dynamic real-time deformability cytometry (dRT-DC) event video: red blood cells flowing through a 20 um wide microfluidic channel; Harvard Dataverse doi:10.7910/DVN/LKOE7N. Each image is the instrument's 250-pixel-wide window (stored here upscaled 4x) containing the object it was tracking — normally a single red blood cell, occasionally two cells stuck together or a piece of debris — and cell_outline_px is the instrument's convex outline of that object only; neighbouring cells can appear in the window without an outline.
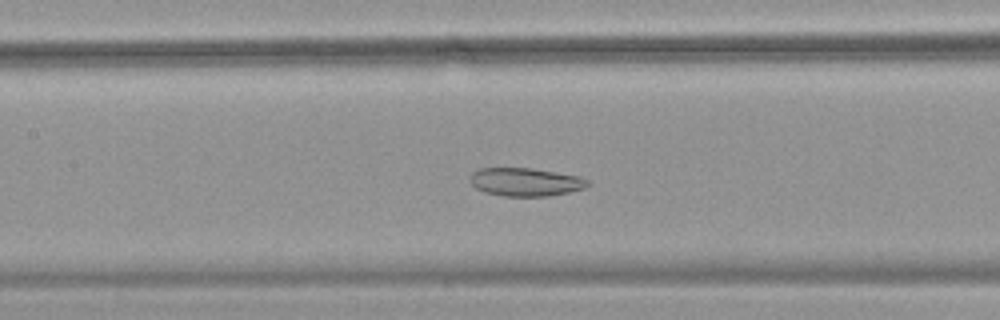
{"species": "common noctule bat (a hibernating species)", "species_latin": "Nyctalus noctula", "temperature_condition": "warm", "stored_images_in_passage": 39, "camera_frame_rate_fps": 3000, "um_per_image_px": 0.085, "animal": {"sex": "female", "body_mass_g": 18.4}, "frame": {"image": 1, "passage_image": 10, "time_ms": 3.0, "image_size_px": [1000, 320], "cell_outline_px": [[592, 184], [584, 188], [568, 192], [548, 196], [504, 196], [484, 192], [476, 188], [468, 180], [468, 176], [472, 172], [480, 168], [532, 168], [580, 176], [588, 180]], "centroid_in_image_um": [44.65, 15.46], "position_along_channel_um": 162.7, "area_um2": 19.54}}
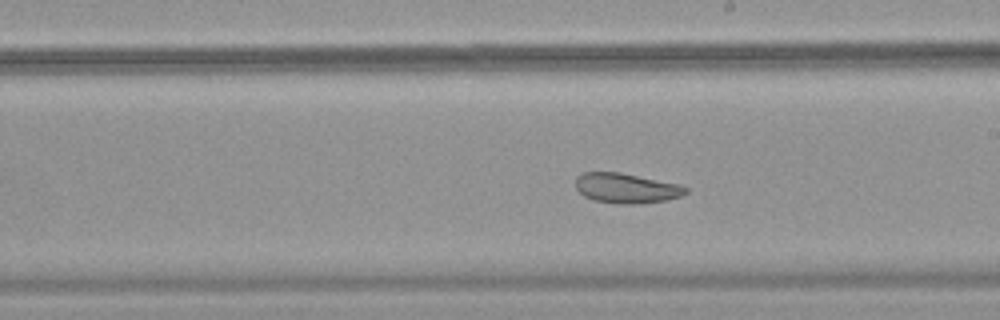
{"frame": {"image": 2, "passage_image": 16, "time_ms": 5.0, "image_size_px": [1000, 320], "cell_outline_px": [[688, 192], [680, 196], [668, 200], [632, 204], [620, 204], [592, 200], [584, 196], [576, 188], [576, 176], [584, 172], [620, 172], [680, 184], [688, 188]], "centroid_in_image_um": [53.24, 15.99], "position_along_channel_um": 235.8, "area_um2": 19.31}}
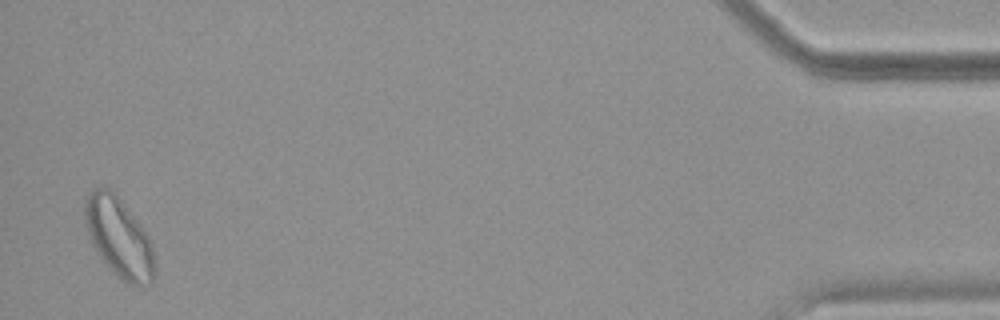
{"frame": {"image": 3, "passage_image": 38, "time_ms": 12.333, "image_size_px": [1000, 320], "cell_outline_px": [[156, 276], [152, 284], [144, 288], [140, 288], [128, 284], [116, 276], [112, 272], [100, 256], [92, 244], [84, 220], [84, 200], [88, 192], [96, 188], [108, 188], [120, 200], [140, 224], [148, 236], [152, 244], [156, 264]], "centroid_in_image_um": [10.15, 20.27], "position_along_channel_um": 425.1, "area_um2": 32.71}, "authors_computed_cell_mechanics": {"area_um2": 20.9236, "velocity_mm_per_s": 3.6762, "shape_relaxation_time_tau1_ms": null, "shape_relaxation_time_tau2_ms": 5.3516, "deformation_change_tau1": null, "deformation_change_tau2": 0.1137}}